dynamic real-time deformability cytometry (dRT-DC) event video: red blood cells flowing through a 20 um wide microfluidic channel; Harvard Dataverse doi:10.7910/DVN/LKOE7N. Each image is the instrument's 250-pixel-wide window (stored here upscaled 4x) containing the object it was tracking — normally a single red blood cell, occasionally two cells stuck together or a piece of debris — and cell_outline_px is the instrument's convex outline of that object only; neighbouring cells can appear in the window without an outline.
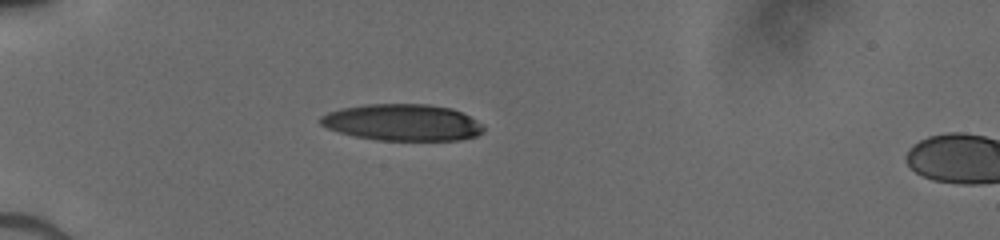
{"species": "human", "species_latin": "Homo sapiens", "temperature_condition": "cold", "stored_images_in_passage": 36, "camera_frame_rate_fps": 3000, "um_per_image_px": 0.085, "donor": {"sex": "male"}, "frame": {"image": 1, "passage_image": 1, "time_ms": 0.0, "image_size_px": [1000, 240], "cell_outline_px": [[484, 132], [476, 136], [460, 140], [376, 140], [356, 136], [340, 132], [328, 128], [320, 124], [316, 120], [320, 116], [328, 112], [340, 108], [364, 104], [428, 104], [452, 108], [484, 124]], "centroid_in_image_um": [34.2, 10.4], "position_along_channel_um": 50.8, "area_um2": 34.97}}
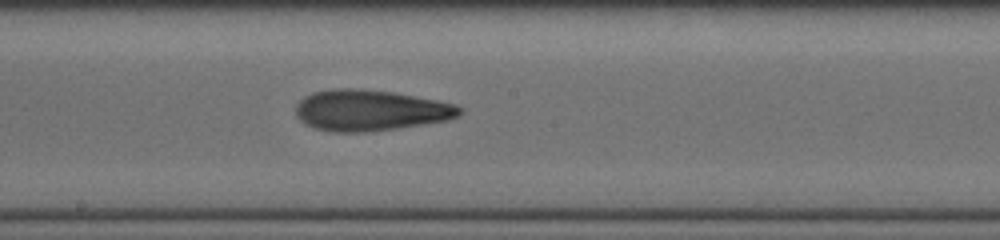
{"frame": {"image": 2, "passage_image": 15, "time_ms": 4.667, "image_size_px": [1000, 240], "cell_outline_px": [[464, 112], [460, 116], [448, 120], [396, 128], [364, 132], [332, 132], [316, 128], [304, 124], [296, 116], [296, 104], [304, 96], [312, 92], [332, 88], [360, 88], [392, 92], [436, 100], [456, 104]], "centroid_in_image_um": [31.45, 9.37], "position_along_channel_um": 216.8, "area_um2": 39.25}}
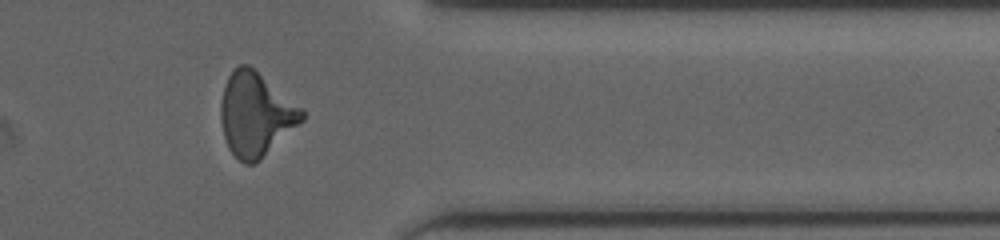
{"frame": {"image": 3, "passage_image": 28, "time_ms": 9.0, "image_size_px": [1000, 240], "cell_outline_px": [[304, 120], [256, 164], [244, 164], [228, 148], [224, 136], [220, 120], [220, 104], [224, 88], [228, 76], [240, 64], [248, 64], [300, 108], [304, 112]], "centroid_in_image_um": [21.7, 9.77], "position_along_channel_um": 389.7, "area_um2": 38.9}}